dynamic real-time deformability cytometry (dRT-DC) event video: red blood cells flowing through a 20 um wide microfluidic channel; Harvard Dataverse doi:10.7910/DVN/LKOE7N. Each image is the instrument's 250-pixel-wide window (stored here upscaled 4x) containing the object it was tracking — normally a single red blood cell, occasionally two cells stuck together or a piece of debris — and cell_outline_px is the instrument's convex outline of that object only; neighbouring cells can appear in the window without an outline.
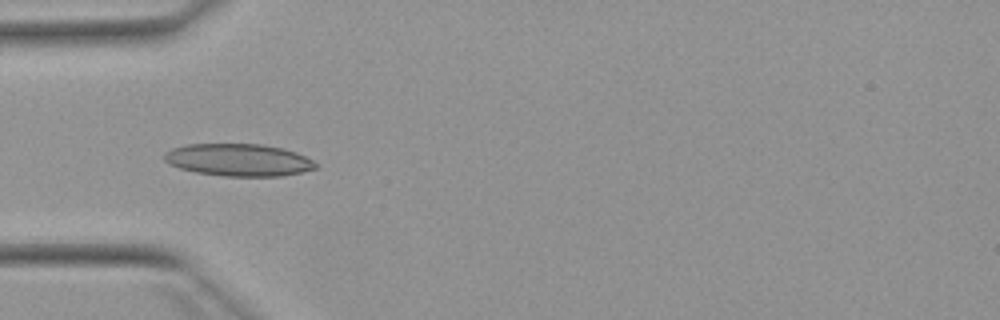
{"species": "Egyptian fruit bat (a non-hibernating species)", "species_latin": "Rousettus aegyptiacus", "temperature_condition": "warm", "stored_images_in_passage": 52, "camera_frame_rate_fps": 3000, "um_per_image_px": 0.085, "animal": {"sex": "female"}, "frame": {"image": 1, "passage_image": 16, "time_ms": 5.0, "image_size_px": [1000, 320], "cell_outline_px": [[316, 168], [300, 172], [280, 176], [224, 176], [196, 172], [180, 168], [168, 164], [164, 160], [164, 152], [172, 148], [184, 144], [264, 144], [284, 148], [296, 152], [312, 160], [316, 164]], "centroid_in_image_um": [20.24, 13.58], "position_along_channel_um": 64.8, "area_um2": 28.55}}
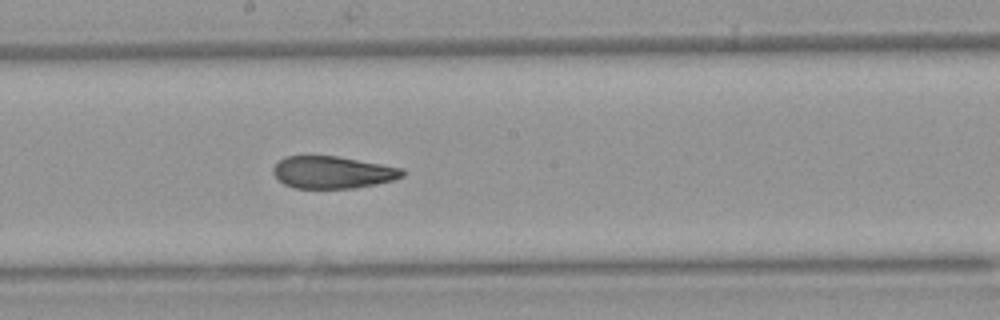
{"frame": {"image": 2, "passage_image": 28, "time_ms": 9.0, "image_size_px": [1000, 320], "cell_outline_px": [[404, 176], [392, 180], [376, 184], [352, 188], [296, 188], [284, 184], [272, 172], [272, 168], [284, 156], [336, 156], [404, 168]], "centroid_in_image_um": [28.27, 14.64], "position_along_channel_um": 219.9, "area_um2": 24.1}}
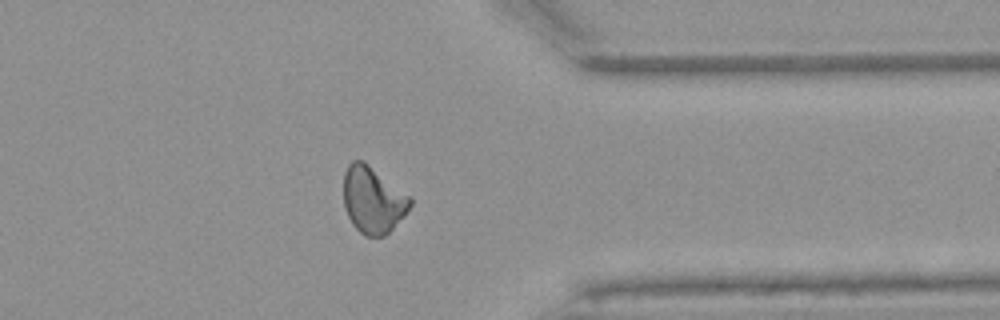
{"frame": {"image": 3, "passage_image": 41, "time_ms": 13.333, "image_size_px": [1000, 320], "cell_outline_px": [[412, 204], [404, 216], [384, 236], [364, 236], [352, 224], [344, 208], [344, 172], [348, 164], [352, 160], [360, 160], [412, 196]], "centroid_in_image_um": [31.7, 17.01], "position_along_channel_um": 379.7, "area_um2": 25.66}, "authors_computed_cell_mechanics": {"area_um2": 25.7499, "velocity_mm_per_s": 3.8984, "shape_relaxation_time_tau1_ms": null, "shape_relaxation_time_tau2_ms": 2.5294, "deformation_change_tau1": null, "deformation_change_tau2": 0.0948}}